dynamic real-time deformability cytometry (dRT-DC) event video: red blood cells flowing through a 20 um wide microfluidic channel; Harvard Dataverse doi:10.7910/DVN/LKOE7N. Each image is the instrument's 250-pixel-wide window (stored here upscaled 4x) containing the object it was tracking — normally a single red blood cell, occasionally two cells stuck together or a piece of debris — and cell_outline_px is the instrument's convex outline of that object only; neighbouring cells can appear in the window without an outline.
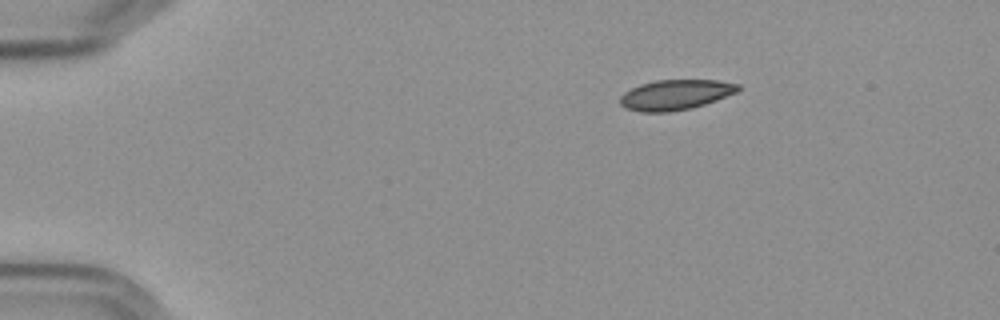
{"species": "Egyptian fruit bat (a non-hibernating species)", "species_latin": "Rousettus aegyptiacus", "temperature_condition": "cold", "stored_images_in_passage": 48, "camera_frame_rate_fps": 3000, "um_per_image_px": 0.085, "frame": {"image": 1, "passage_image": 1, "time_ms": 0.0, "image_size_px": [1000, 320], "cell_outline_px": [[740, 88], [736, 92], [716, 100], [692, 108], [668, 112], [640, 112], [624, 108], [620, 104], [620, 96], [624, 92], [640, 84], [656, 80], [720, 80], [740, 84]], "centroid_in_image_um": [57.4, 8.05], "position_along_channel_um": 27.6, "area_um2": 20.81}}
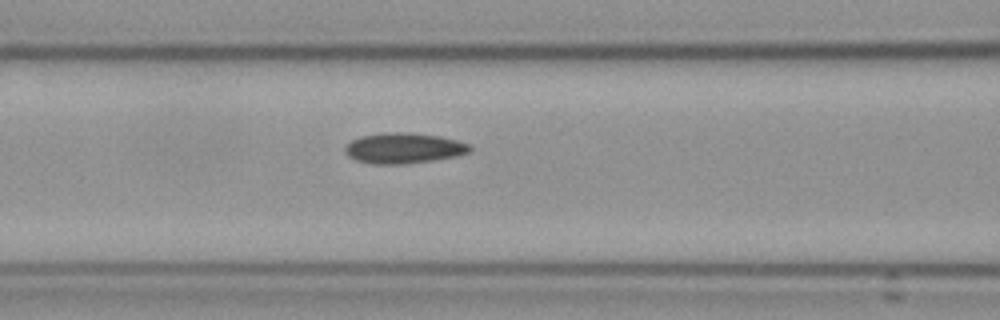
{"frame": {"image": 2, "passage_image": 16, "time_ms": 5.0, "image_size_px": [1000, 320], "cell_outline_px": [[472, 152], [456, 156], [432, 160], [404, 164], [372, 164], [356, 160], [348, 156], [344, 152], [344, 148], [352, 140], [360, 136], [384, 132], [408, 132], [440, 136], [472, 144]], "centroid_in_image_um": [34.33, 12.59], "position_along_channel_um": 132.3, "area_um2": 22.43}}
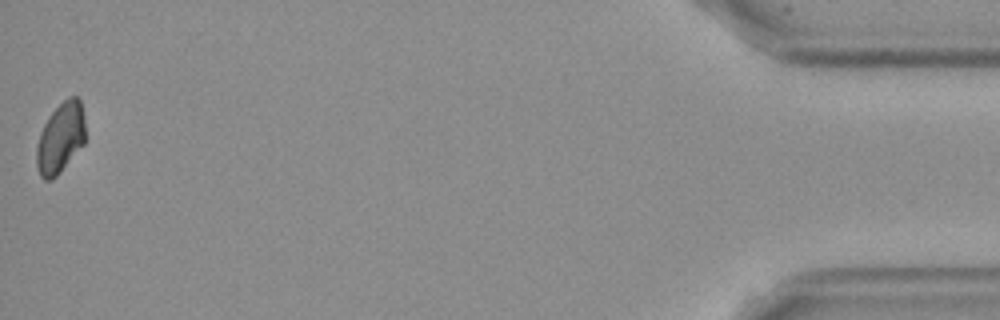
{"frame": {"image": 3, "passage_image": 48, "time_ms": 15.667, "image_size_px": [1000, 320], "cell_outline_px": [[84, 144], [60, 172], [52, 180], [44, 180], [40, 176], [36, 164], [36, 144], [40, 132], [48, 116], [68, 96], [76, 96], [80, 100], [84, 116]], "centroid_in_image_um": [5.12, 11.73], "position_along_channel_um": 430.1, "area_um2": 20.06}}